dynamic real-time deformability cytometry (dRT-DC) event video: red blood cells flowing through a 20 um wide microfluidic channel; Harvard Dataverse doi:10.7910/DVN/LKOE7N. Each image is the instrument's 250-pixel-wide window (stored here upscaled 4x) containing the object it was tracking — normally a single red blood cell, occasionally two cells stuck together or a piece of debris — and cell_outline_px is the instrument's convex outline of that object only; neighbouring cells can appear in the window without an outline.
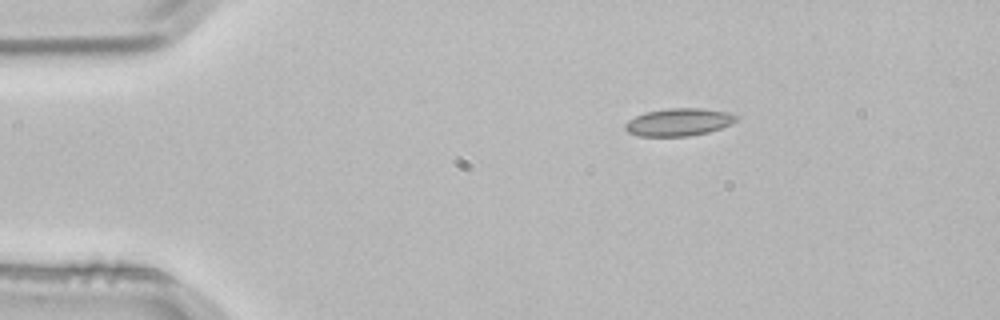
{"species": "common noctule bat (a hibernating species)", "species_latin": "Nyctalus noctula", "temperature_condition": "room temperature", "stored_images_in_passage": 2, "camera_frame_rate_fps": 3000, "um_per_image_px": 0.085, "animal": {"sex": "male", "body_mass_g": 21.5, "forearm_length_mm": 52.0}, "frame": {"image": 1, "passage_image": 1, "time_ms": 0.0, "image_size_px": [1000, 320], "cell_outline_px": [[740, 116], [732, 124], [708, 132], [688, 136], [640, 136], [628, 132], [624, 128], [624, 124], [628, 120], [644, 112], [668, 108], [700, 108], [728, 112]], "centroid_in_image_um": [57.69, 10.37], "position_along_channel_um": 27.3, "area_um2": 17.92}}